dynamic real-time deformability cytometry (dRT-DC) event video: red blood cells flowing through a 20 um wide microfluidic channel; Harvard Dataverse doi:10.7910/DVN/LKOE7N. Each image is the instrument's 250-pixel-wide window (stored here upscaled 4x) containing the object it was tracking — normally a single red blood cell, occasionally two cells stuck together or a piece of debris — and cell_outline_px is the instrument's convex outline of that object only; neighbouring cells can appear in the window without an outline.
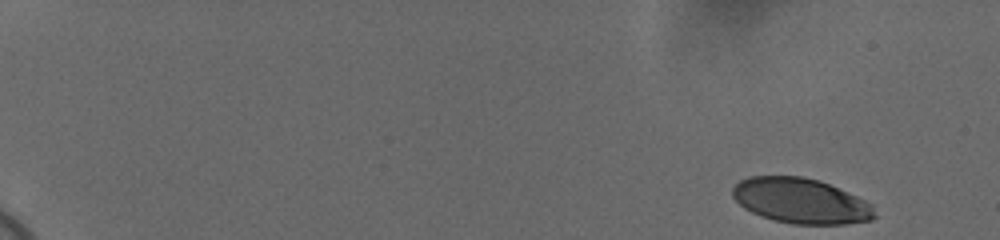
{"species": "human", "species_latin": "Homo sapiens", "temperature_condition": "cold", "stored_images_in_passage": 55, "camera_frame_rate_fps": 3000, "um_per_image_px": 0.085, "donor": {"sex": "female"}, "frame": {"image": 1, "passage_image": 1, "time_ms": 0.0, "image_size_px": [1000, 240], "cell_outline_px": [[876, 216], [872, 220], [848, 224], [792, 224], [760, 216], [744, 208], [732, 196], [732, 188], [740, 180], [748, 176], [804, 176], [820, 180], [856, 196], [872, 204]], "centroid_in_image_um": [68.07, 17.07], "position_along_channel_um": 16.9, "area_um2": 37.51}}
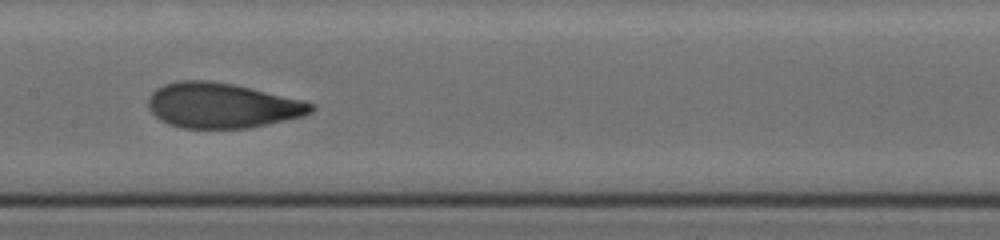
{"frame": {"image": 2, "passage_image": 30, "time_ms": 9.667, "image_size_px": [1000, 240], "cell_outline_px": [[316, 108], [312, 112], [304, 116], [252, 128], [184, 128], [168, 124], [160, 120], [148, 108], [148, 96], [156, 88], [164, 84], [180, 80], [208, 80], [232, 84], [304, 100], [316, 104]], "centroid_in_image_um": [18.89, 8.97], "position_along_channel_um": 188.5, "area_um2": 43.12}}
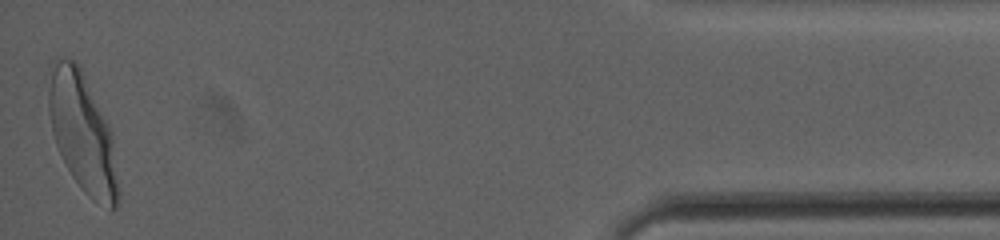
{"frame": {"image": 3, "passage_image": 55, "time_ms": 18.0, "image_size_px": [1000, 240], "cell_outline_px": [[120, 200], [116, 208], [112, 212], [92, 200], [80, 188], [72, 176], [56, 144], [52, 132], [48, 112], [44, 76], [52, 60], [56, 56], [72, 60], [80, 64], [112, 136], [120, 188]], "centroid_in_image_um": [6.96, 11.25], "position_along_channel_um": 428.2, "area_um2": 49.42}, "authors_computed_cell_mechanics": {"area_um2": 42.3096, "velocity_mm_per_s": 3.6515, "shape_relaxation_time_tau1_ms": 3.5218, "shape_relaxation_time_tau2_ms": 0.9901, "deformation_change_tau1": 0.1968, "deformation_change_tau2": 0.057}}